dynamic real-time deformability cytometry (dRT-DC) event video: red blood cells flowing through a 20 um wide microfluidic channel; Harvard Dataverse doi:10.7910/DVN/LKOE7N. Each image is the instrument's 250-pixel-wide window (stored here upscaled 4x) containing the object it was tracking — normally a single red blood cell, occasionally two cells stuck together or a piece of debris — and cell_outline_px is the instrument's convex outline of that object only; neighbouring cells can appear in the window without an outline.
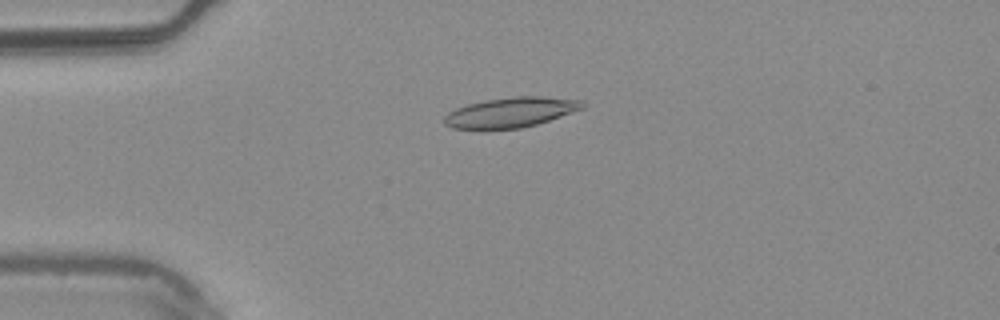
{"species": "common noctule bat (a hibernating species)", "species_latin": "Nyctalus noctula", "temperature_condition": "warm", "stored_images_in_passage": 43, "camera_frame_rate_fps": 3000, "um_per_image_px": 0.085, "animal": {"sex": "male", "body_mass_g": 20.4}, "frame": {"image": 1, "passage_image": 2, "time_ms": 0.333, "image_size_px": [1000, 320], "cell_outline_px": [[584, 108], [536, 124], [520, 128], [484, 132], [452, 128], [444, 124], [444, 116], [448, 112], [456, 108], [468, 104], [484, 100], [516, 96], [540, 96], [580, 100], [584, 104]], "centroid_in_image_um": [43.3, 9.59], "position_along_channel_um": 41.7, "area_um2": 24.74}}
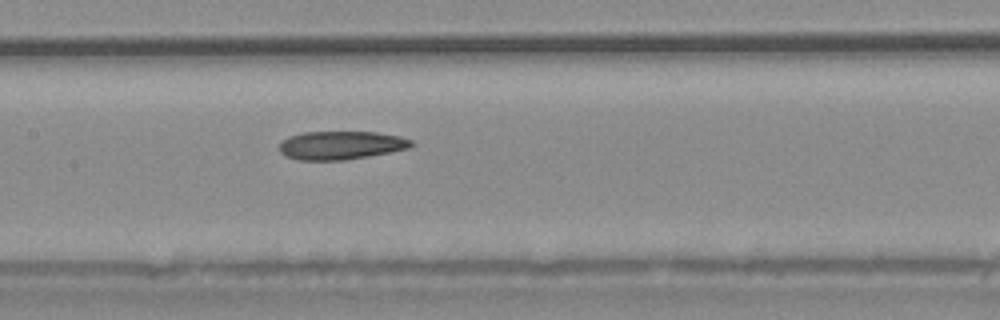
{"frame": {"image": 2, "passage_image": 15, "time_ms": 4.667, "image_size_px": [1000, 320], "cell_outline_px": [[416, 144], [408, 148], [368, 156], [344, 160], [300, 160], [284, 156], [280, 152], [280, 144], [288, 136], [304, 132], [376, 132], [400, 136], [412, 140]], "centroid_in_image_um": [28.98, 12.34], "position_along_channel_um": 178.4, "area_um2": 21.79}}
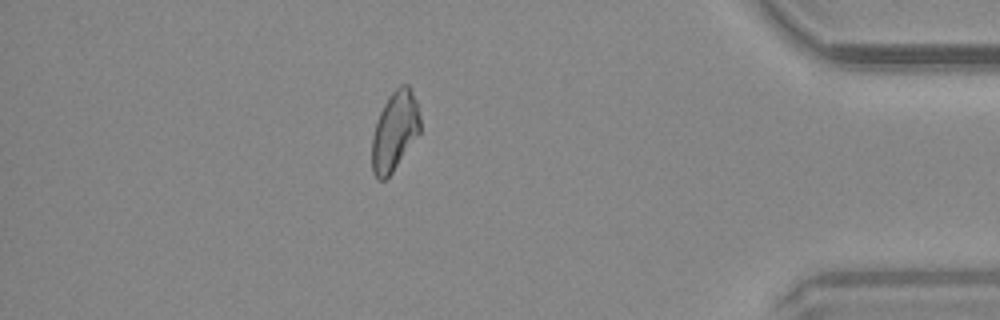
{"frame": {"image": 3, "passage_image": 36, "time_ms": 11.667, "image_size_px": [1000, 320], "cell_outline_px": [[420, 132], [392, 172], [384, 180], [376, 180], [372, 172], [372, 136], [380, 112], [388, 96], [400, 84], [408, 84], [416, 100], [420, 116]], "centroid_in_image_um": [33.54, 11.14], "position_along_channel_um": 401.7, "area_um2": 22.14}}